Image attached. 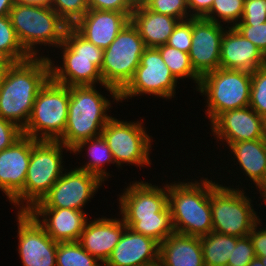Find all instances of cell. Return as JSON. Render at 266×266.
Listing matches in <instances>:
<instances>
[{"mask_svg": "<svg viewBox=\"0 0 266 266\" xmlns=\"http://www.w3.org/2000/svg\"><path fill=\"white\" fill-rule=\"evenodd\" d=\"M70 87L51 77L39 90L23 135L36 140L57 141L64 133Z\"/></svg>", "mask_w": 266, "mask_h": 266, "instance_id": "cell-8", "label": "cell"}, {"mask_svg": "<svg viewBox=\"0 0 266 266\" xmlns=\"http://www.w3.org/2000/svg\"><path fill=\"white\" fill-rule=\"evenodd\" d=\"M84 147L87 148L86 149L88 150L87 154L90 159L84 165L80 167L77 166V168H80L82 170H85L86 172H90L91 174L96 175L104 182L111 175L110 173L105 171L106 169L103 168L105 163L115 164L113 155L111 153L110 148L108 147L107 142L102 137V135L98 137L90 138L88 140L79 142L76 146H74L71 149V152L78 154L82 152V149Z\"/></svg>", "mask_w": 266, "mask_h": 266, "instance_id": "cell-27", "label": "cell"}, {"mask_svg": "<svg viewBox=\"0 0 266 266\" xmlns=\"http://www.w3.org/2000/svg\"><path fill=\"white\" fill-rule=\"evenodd\" d=\"M18 253L23 266H56L58 242L29 211H17Z\"/></svg>", "mask_w": 266, "mask_h": 266, "instance_id": "cell-14", "label": "cell"}, {"mask_svg": "<svg viewBox=\"0 0 266 266\" xmlns=\"http://www.w3.org/2000/svg\"><path fill=\"white\" fill-rule=\"evenodd\" d=\"M96 86L70 87L67 123L63 135L57 140L70 150L79 142L101 136L112 116L106 114L112 104Z\"/></svg>", "mask_w": 266, "mask_h": 266, "instance_id": "cell-4", "label": "cell"}, {"mask_svg": "<svg viewBox=\"0 0 266 266\" xmlns=\"http://www.w3.org/2000/svg\"><path fill=\"white\" fill-rule=\"evenodd\" d=\"M255 257L249 235L237 237V244L233 246V252L228 259L227 266H248Z\"/></svg>", "mask_w": 266, "mask_h": 266, "instance_id": "cell-38", "label": "cell"}, {"mask_svg": "<svg viewBox=\"0 0 266 266\" xmlns=\"http://www.w3.org/2000/svg\"><path fill=\"white\" fill-rule=\"evenodd\" d=\"M156 48L177 80L192 79L196 84V89H198L201 77L194 71L188 53L175 49L168 44L160 45Z\"/></svg>", "mask_w": 266, "mask_h": 266, "instance_id": "cell-31", "label": "cell"}, {"mask_svg": "<svg viewBox=\"0 0 266 266\" xmlns=\"http://www.w3.org/2000/svg\"><path fill=\"white\" fill-rule=\"evenodd\" d=\"M230 188L210 180V205L214 232L236 237L248 236L260 221L243 188ZM242 190V191H241Z\"/></svg>", "mask_w": 266, "mask_h": 266, "instance_id": "cell-7", "label": "cell"}, {"mask_svg": "<svg viewBox=\"0 0 266 266\" xmlns=\"http://www.w3.org/2000/svg\"><path fill=\"white\" fill-rule=\"evenodd\" d=\"M162 266H205L200 237L174 232L159 245Z\"/></svg>", "mask_w": 266, "mask_h": 266, "instance_id": "cell-24", "label": "cell"}, {"mask_svg": "<svg viewBox=\"0 0 266 266\" xmlns=\"http://www.w3.org/2000/svg\"><path fill=\"white\" fill-rule=\"evenodd\" d=\"M200 241L205 266H227L233 246L237 244V237L211 231L200 237Z\"/></svg>", "mask_w": 266, "mask_h": 266, "instance_id": "cell-29", "label": "cell"}, {"mask_svg": "<svg viewBox=\"0 0 266 266\" xmlns=\"http://www.w3.org/2000/svg\"><path fill=\"white\" fill-rule=\"evenodd\" d=\"M131 14L89 9L72 27L86 40L104 50L131 21Z\"/></svg>", "mask_w": 266, "mask_h": 266, "instance_id": "cell-19", "label": "cell"}, {"mask_svg": "<svg viewBox=\"0 0 266 266\" xmlns=\"http://www.w3.org/2000/svg\"><path fill=\"white\" fill-rule=\"evenodd\" d=\"M159 243L126 227L103 266H149L159 262Z\"/></svg>", "mask_w": 266, "mask_h": 266, "instance_id": "cell-20", "label": "cell"}, {"mask_svg": "<svg viewBox=\"0 0 266 266\" xmlns=\"http://www.w3.org/2000/svg\"><path fill=\"white\" fill-rule=\"evenodd\" d=\"M14 3L22 5L46 6L51 7L52 0H13Z\"/></svg>", "mask_w": 266, "mask_h": 266, "instance_id": "cell-45", "label": "cell"}, {"mask_svg": "<svg viewBox=\"0 0 266 266\" xmlns=\"http://www.w3.org/2000/svg\"><path fill=\"white\" fill-rule=\"evenodd\" d=\"M13 5V0H0V16L9 15Z\"/></svg>", "mask_w": 266, "mask_h": 266, "instance_id": "cell-46", "label": "cell"}, {"mask_svg": "<svg viewBox=\"0 0 266 266\" xmlns=\"http://www.w3.org/2000/svg\"><path fill=\"white\" fill-rule=\"evenodd\" d=\"M145 6L153 12L168 15L180 21L192 18L187 0H149Z\"/></svg>", "mask_w": 266, "mask_h": 266, "instance_id": "cell-36", "label": "cell"}, {"mask_svg": "<svg viewBox=\"0 0 266 266\" xmlns=\"http://www.w3.org/2000/svg\"><path fill=\"white\" fill-rule=\"evenodd\" d=\"M57 48L62 51V67L54 65L49 57L50 76L55 82L68 87L94 86L99 83L109 91L114 101H120L119 92L103 82L100 73L103 63L102 48L86 40L72 26L67 28L64 40Z\"/></svg>", "mask_w": 266, "mask_h": 266, "instance_id": "cell-2", "label": "cell"}, {"mask_svg": "<svg viewBox=\"0 0 266 266\" xmlns=\"http://www.w3.org/2000/svg\"><path fill=\"white\" fill-rule=\"evenodd\" d=\"M261 226L259 221L249 233L256 257H266V227L262 229Z\"/></svg>", "mask_w": 266, "mask_h": 266, "instance_id": "cell-43", "label": "cell"}, {"mask_svg": "<svg viewBox=\"0 0 266 266\" xmlns=\"http://www.w3.org/2000/svg\"><path fill=\"white\" fill-rule=\"evenodd\" d=\"M38 141L23 135L0 151V190L9 202L24 188L32 147Z\"/></svg>", "mask_w": 266, "mask_h": 266, "instance_id": "cell-17", "label": "cell"}, {"mask_svg": "<svg viewBox=\"0 0 266 266\" xmlns=\"http://www.w3.org/2000/svg\"><path fill=\"white\" fill-rule=\"evenodd\" d=\"M88 6L89 9L116 12H132L134 9L129 0H88Z\"/></svg>", "mask_w": 266, "mask_h": 266, "instance_id": "cell-42", "label": "cell"}, {"mask_svg": "<svg viewBox=\"0 0 266 266\" xmlns=\"http://www.w3.org/2000/svg\"><path fill=\"white\" fill-rule=\"evenodd\" d=\"M234 28L250 40L266 56V22L258 24H236Z\"/></svg>", "mask_w": 266, "mask_h": 266, "instance_id": "cell-39", "label": "cell"}, {"mask_svg": "<svg viewBox=\"0 0 266 266\" xmlns=\"http://www.w3.org/2000/svg\"><path fill=\"white\" fill-rule=\"evenodd\" d=\"M122 219L133 232L150 237L159 244L175 232L168 204L157 213V217Z\"/></svg>", "mask_w": 266, "mask_h": 266, "instance_id": "cell-28", "label": "cell"}, {"mask_svg": "<svg viewBox=\"0 0 266 266\" xmlns=\"http://www.w3.org/2000/svg\"><path fill=\"white\" fill-rule=\"evenodd\" d=\"M104 183L99 177L80 168L62 173L49 193L33 208H70L83 211L86 203L94 198Z\"/></svg>", "mask_w": 266, "mask_h": 266, "instance_id": "cell-13", "label": "cell"}, {"mask_svg": "<svg viewBox=\"0 0 266 266\" xmlns=\"http://www.w3.org/2000/svg\"><path fill=\"white\" fill-rule=\"evenodd\" d=\"M180 20L149 10L145 5L135 7L131 22L138 29L146 47L167 44L169 36Z\"/></svg>", "mask_w": 266, "mask_h": 266, "instance_id": "cell-25", "label": "cell"}, {"mask_svg": "<svg viewBox=\"0 0 266 266\" xmlns=\"http://www.w3.org/2000/svg\"><path fill=\"white\" fill-rule=\"evenodd\" d=\"M126 227L122 218L99 217L93 221H87L78 242L87 252L104 264Z\"/></svg>", "mask_w": 266, "mask_h": 266, "instance_id": "cell-23", "label": "cell"}, {"mask_svg": "<svg viewBox=\"0 0 266 266\" xmlns=\"http://www.w3.org/2000/svg\"><path fill=\"white\" fill-rule=\"evenodd\" d=\"M249 106L266 119V66L251 73Z\"/></svg>", "mask_w": 266, "mask_h": 266, "instance_id": "cell-34", "label": "cell"}, {"mask_svg": "<svg viewBox=\"0 0 266 266\" xmlns=\"http://www.w3.org/2000/svg\"><path fill=\"white\" fill-rule=\"evenodd\" d=\"M146 48L138 29L130 21L103 50L100 73L104 84L120 92L132 79Z\"/></svg>", "mask_w": 266, "mask_h": 266, "instance_id": "cell-10", "label": "cell"}, {"mask_svg": "<svg viewBox=\"0 0 266 266\" xmlns=\"http://www.w3.org/2000/svg\"><path fill=\"white\" fill-rule=\"evenodd\" d=\"M63 149L71 151L59 141L39 140L32 147L24 188L10 201L18 211H30L62 176Z\"/></svg>", "mask_w": 266, "mask_h": 266, "instance_id": "cell-5", "label": "cell"}, {"mask_svg": "<svg viewBox=\"0 0 266 266\" xmlns=\"http://www.w3.org/2000/svg\"><path fill=\"white\" fill-rule=\"evenodd\" d=\"M6 62L0 58V70H3V67L5 66Z\"/></svg>", "mask_w": 266, "mask_h": 266, "instance_id": "cell-49", "label": "cell"}, {"mask_svg": "<svg viewBox=\"0 0 266 266\" xmlns=\"http://www.w3.org/2000/svg\"><path fill=\"white\" fill-rule=\"evenodd\" d=\"M9 17L23 48L32 56H40L37 45L58 47L69 27L59 15L46 6L14 3ZM46 44V45H45Z\"/></svg>", "mask_w": 266, "mask_h": 266, "instance_id": "cell-6", "label": "cell"}, {"mask_svg": "<svg viewBox=\"0 0 266 266\" xmlns=\"http://www.w3.org/2000/svg\"><path fill=\"white\" fill-rule=\"evenodd\" d=\"M243 12L244 0H214L210 11L203 18L220 24L230 23V27H234L240 22Z\"/></svg>", "mask_w": 266, "mask_h": 266, "instance_id": "cell-33", "label": "cell"}, {"mask_svg": "<svg viewBox=\"0 0 266 266\" xmlns=\"http://www.w3.org/2000/svg\"><path fill=\"white\" fill-rule=\"evenodd\" d=\"M49 57L6 63L0 73V117L26 127L36 96L50 78Z\"/></svg>", "mask_w": 266, "mask_h": 266, "instance_id": "cell-1", "label": "cell"}, {"mask_svg": "<svg viewBox=\"0 0 266 266\" xmlns=\"http://www.w3.org/2000/svg\"><path fill=\"white\" fill-rule=\"evenodd\" d=\"M149 266H162V265L159 262H157V263L149 265Z\"/></svg>", "mask_w": 266, "mask_h": 266, "instance_id": "cell-51", "label": "cell"}, {"mask_svg": "<svg viewBox=\"0 0 266 266\" xmlns=\"http://www.w3.org/2000/svg\"><path fill=\"white\" fill-rule=\"evenodd\" d=\"M261 260L262 264L266 266V257H257Z\"/></svg>", "mask_w": 266, "mask_h": 266, "instance_id": "cell-50", "label": "cell"}, {"mask_svg": "<svg viewBox=\"0 0 266 266\" xmlns=\"http://www.w3.org/2000/svg\"><path fill=\"white\" fill-rule=\"evenodd\" d=\"M212 135L227 146L232 143L266 138L265 118L250 106L228 110L211 123Z\"/></svg>", "mask_w": 266, "mask_h": 266, "instance_id": "cell-16", "label": "cell"}, {"mask_svg": "<svg viewBox=\"0 0 266 266\" xmlns=\"http://www.w3.org/2000/svg\"><path fill=\"white\" fill-rule=\"evenodd\" d=\"M250 89L251 73L218 68L201 77L197 91L207 97L205 114L212 122L225 111L248 107Z\"/></svg>", "mask_w": 266, "mask_h": 266, "instance_id": "cell-9", "label": "cell"}, {"mask_svg": "<svg viewBox=\"0 0 266 266\" xmlns=\"http://www.w3.org/2000/svg\"><path fill=\"white\" fill-rule=\"evenodd\" d=\"M214 0H187L188 9L192 18L204 17L211 9Z\"/></svg>", "mask_w": 266, "mask_h": 266, "instance_id": "cell-44", "label": "cell"}, {"mask_svg": "<svg viewBox=\"0 0 266 266\" xmlns=\"http://www.w3.org/2000/svg\"><path fill=\"white\" fill-rule=\"evenodd\" d=\"M23 136V130L15 123L0 117V151L12 146Z\"/></svg>", "mask_w": 266, "mask_h": 266, "instance_id": "cell-41", "label": "cell"}, {"mask_svg": "<svg viewBox=\"0 0 266 266\" xmlns=\"http://www.w3.org/2000/svg\"><path fill=\"white\" fill-rule=\"evenodd\" d=\"M102 137L108 144L118 168L128 163L132 166L151 165V137L142 121L126 122L112 117L103 128Z\"/></svg>", "mask_w": 266, "mask_h": 266, "instance_id": "cell-11", "label": "cell"}, {"mask_svg": "<svg viewBox=\"0 0 266 266\" xmlns=\"http://www.w3.org/2000/svg\"><path fill=\"white\" fill-rule=\"evenodd\" d=\"M149 0H129L133 8L145 5Z\"/></svg>", "mask_w": 266, "mask_h": 266, "instance_id": "cell-48", "label": "cell"}, {"mask_svg": "<svg viewBox=\"0 0 266 266\" xmlns=\"http://www.w3.org/2000/svg\"><path fill=\"white\" fill-rule=\"evenodd\" d=\"M29 212L58 243L79 241L88 221L86 211L70 208H32Z\"/></svg>", "mask_w": 266, "mask_h": 266, "instance_id": "cell-22", "label": "cell"}, {"mask_svg": "<svg viewBox=\"0 0 266 266\" xmlns=\"http://www.w3.org/2000/svg\"><path fill=\"white\" fill-rule=\"evenodd\" d=\"M266 22V0H244V12L237 24H258Z\"/></svg>", "mask_w": 266, "mask_h": 266, "instance_id": "cell-40", "label": "cell"}, {"mask_svg": "<svg viewBox=\"0 0 266 266\" xmlns=\"http://www.w3.org/2000/svg\"><path fill=\"white\" fill-rule=\"evenodd\" d=\"M231 153L256 187L266 174V138L232 143Z\"/></svg>", "mask_w": 266, "mask_h": 266, "instance_id": "cell-26", "label": "cell"}, {"mask_svg": "<svg viewBox=\"0 0 266 266\" xmlns=\"http://www.w3.org/2000/svg\"><path fill=\"white\" fill-rule=\"evenodd\" d=\"M223 24L203 17L193 18L192 45L189 57L194 71L200 76L220 68Z\"/></svg>", "mask_w": 266, "mask_h": 266, "instance_id": "cell-15", "label": "cell"}, {"mask_svg": "<svg viewBox=\"0 0 266 266\" xmlns=\"http://www.w3.org/2000/svg\"><path fill=\"white\" fill-rule=\"evenodd\" d=\"M256 188L259 189L258 190L260 192L259 194L260 195L262 194L261 197H263L264 203L266 204V174L264 179L259 183V185Z\"/></svg>", "mask_w": 266, "mask_h": 266, "instance_id": "cell-47", "label": "cell"}, {"mask_svg": "<svg viewBox=\"0 0 266 266\" xmlns=\"http://www.w3.org/2000/svg\"><path fill=\"white\" fill-rule=\"evenodd\" d=\"M119 196L122 218L157 217L168 204V184L161 188L146 181H132Z\"/></svg>", "mask_w": 266, "mask_h": 266, "instance_id": "cell-18", "label": "cell"}, {"mask_svg": "<svg viewBox=\"0 0 266 266\" xmlns=\"http://www.w3.org/2000/svg\"><path fill=\"white\" fill-rule=\"evenodd\" d=\"M98 261L78 241L58 243L56 266H103Z\"/></svg>", "mask_w": 266, "mask_h": 266, "instance_id": "cell-32", "label": "cell"}, {"mask_svg": "<svg viewBox=\"0 0 266 266\" xmlns=\"http://www.w3.org/2000/svg\"><path fill=\"white\" fill-rule=\"evenodd\" d=\"M168 205L175 232L202 237L213 230L208 177L168 183Z\"/></svg>", "mask_w": 266, "mask_h": 266, "instance_id": "cell-3", "label": "cell"}, {"mask_svg": "<svg viewBox=\"0 0 266 266\" xmlns=\"http://www.w3.org/2000/svg\"><path fill=\"white\" fill-rule=\"evenodd\" d=\"M31 57L20 43L9 15L0 16V58L6 63H17Z\"/></svg>", "mask_w": 266, "mask_h": 266, "instance_id": "cell-30", "label": "cell"}, {"mask_svg": "<svg viewBox=\"0 0 266 266\" xmlns=\"http://www.w3.org/2000/svg\"><path fill=\"white\" fill-rule=\"evenodd\" d=\"M51 8L68 26H73L89 10L88 0H52Z\"/></svg>", "mask_w": 266, "mask_h": 266, "instance_id": "cell-35", "label": "cell"}, {"mask_svg": "<svg viewBox=\"0 0 266 266\" xmlns=\"http://www.w3.org/2000/svg\"><path fill=\"white\" fill-rule=\"evenodd\" d=\"M178 80L163 61L159 50L147 47L141 56L132 79L119 92V100L131 99L138 95H155L172 99L176 94Z\"/></svg>", "mask_w": 266, "mask_h": 266, "instance_id": "cell-12", "label": "cell"}, {"mask_svg": "<svg viewBox=\"0 0 266 266\" xmlns=\"http://www.w3.org/2000/svg\"><path fill=\"white\" fill-rule=\"evenodd\" d=\"M193 18L181 20L169 36L167 44L175 49L189 53L192 45Z\"/></svg>", "mask_w": 266, "mask_h": 266, "instance_id": "cell-37", "label": "cell"}, {"mask_svg": "<svg viewBox=\"0 0 266 266\" xmlns=\"http://www.w3.org/2000/svg\"><path fill=\"white\" fill-rule=\"evenodd\" d=\"M221 41L220 68L252 73L266 66V56L234 27H228Z\"/></svg>", "mask_w": 266, "mask_h": 266, "instance_id": "cell-21", "label": "cell"}]
</instances>
